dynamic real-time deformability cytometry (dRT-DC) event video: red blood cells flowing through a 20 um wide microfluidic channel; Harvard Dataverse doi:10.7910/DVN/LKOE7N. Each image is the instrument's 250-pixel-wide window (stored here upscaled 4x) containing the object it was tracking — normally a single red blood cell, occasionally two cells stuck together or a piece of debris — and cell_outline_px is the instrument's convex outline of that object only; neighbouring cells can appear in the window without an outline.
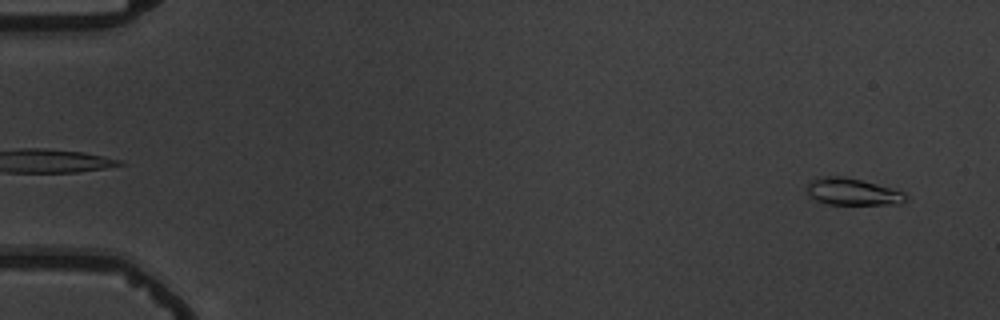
{"species": "common noctule bat (a hibernating species)", "species_latin": "Nyctalus noctula", "temperature_condition": "warm", "stored_images_in_passage": 4, "camera_frame_rate_fps": 3000, "um_per_image_px": 0.085, "animal": {"sex": "male", "body_mass_g": 19.5, "forearm_length_mm": 54.6}, "frame": {"image": 1, "passage_image": 4, "time_ms": 3.667, "image_size_px": [1000, 320], "cell_outline_px": [[908, 196], [900, 204], [828, 204], [816, 200], [808, 196], [808, 184], [816, 176], [844, 176], [892, 188], [904, 192]], "centroid_in_image_um": [72.44, 16.29], "position_along_channel_um": 12.6, "area_um2": 15.43}}